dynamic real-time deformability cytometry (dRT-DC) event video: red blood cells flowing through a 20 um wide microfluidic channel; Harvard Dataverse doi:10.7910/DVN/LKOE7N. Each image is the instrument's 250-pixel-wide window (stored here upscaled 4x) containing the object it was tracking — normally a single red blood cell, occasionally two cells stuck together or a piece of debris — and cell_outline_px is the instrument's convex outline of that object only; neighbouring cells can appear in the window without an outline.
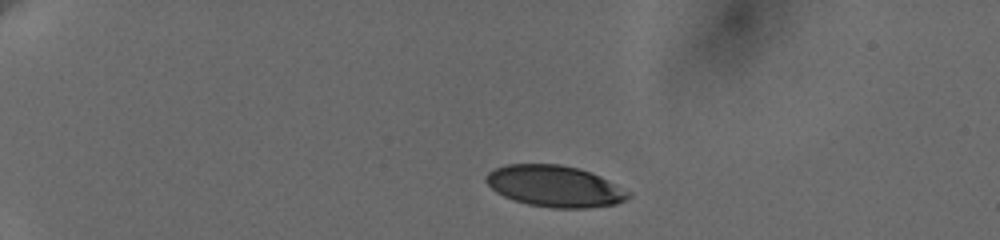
{"species": "human", "species_latin": "Homo sapiens", "temperature_condition": "cold", "stored_images_in_passage": 24, "camera_frame_rate_fps": 3000, "um_per_image_px": 0.085, "donor": {"sex": "female"}, "frame": {"image": 1, "passage_image": 1, "time_ms": 0.0, "image_size_px": [1000, 240], "cell_outline_px": [[632, 196], [616, 204], [584, 208], [552, 208], [528, 204], [512, 200], [496, 192], [484, 180], [484, 176], [488, 172], [496, 168], [508, 164], [560, 164], [580, 168], [600, 176], [632, 192]], "centroid_in_image_um": [47.16, 15.82], "position_along_channel_um": 37.8, "area_um2": 34.45}}
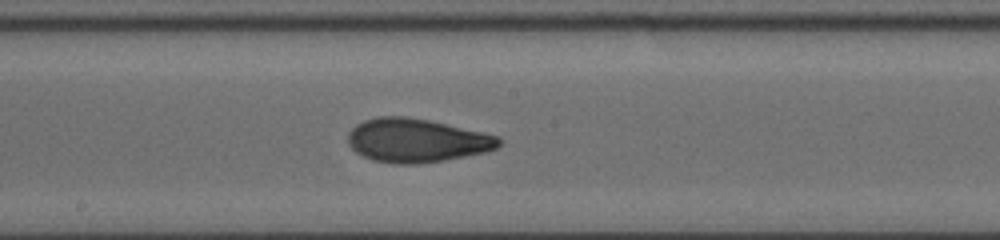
{"frame": {"image": 2, "passage_image": 14, "time_ms": 7.0, "image_size_px": [1000, 240], "cell_outline_px": [[500, 144], [496, 148], [484, 152], [444, 160], [416, 164], [396, 164], [372, 160], [356, 152], [348, 144], [348, 132], [356, 124], [364, 120], [380, 116], [404, 116], [428, 120], [500, 136]], "centroid_in_image_um": [35.38, 11.94], "position_along_channel_um": 212.8, "area_um2": 38.21}}
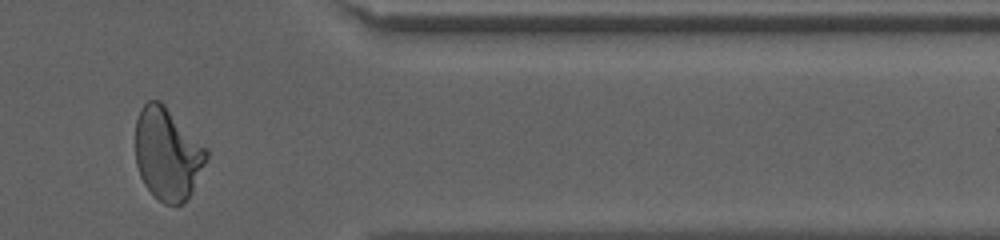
{"frame": {"image": 3, "passage_image": 23, "time_ms": 12.333, "image_size_px": [1000, 240], "cell_outline_px": [[208, 156], [192, 192], [176, 208], [164, 204], [144, 184], [140, 176], [136, 164], [136, 120], [140, 108], [148, 100], [160, 100], [208, 148]], "centroid_in_image_um": [14.24, 13.07], "position_along_channel_um": 397.2, "area_um2": 38.26}, "authors_computed_cell_mechanics": {"area_um2": 37.6856, "velocity_mm_per_s": 3.6585, "shape_relaxation_time_tau1_ms": 4.6623, "shape_relaxation_time_tau2_ms": 1.3421, "deformation_change_tau1": 0.1816, "deformation_change_tau2": 0.0784}}